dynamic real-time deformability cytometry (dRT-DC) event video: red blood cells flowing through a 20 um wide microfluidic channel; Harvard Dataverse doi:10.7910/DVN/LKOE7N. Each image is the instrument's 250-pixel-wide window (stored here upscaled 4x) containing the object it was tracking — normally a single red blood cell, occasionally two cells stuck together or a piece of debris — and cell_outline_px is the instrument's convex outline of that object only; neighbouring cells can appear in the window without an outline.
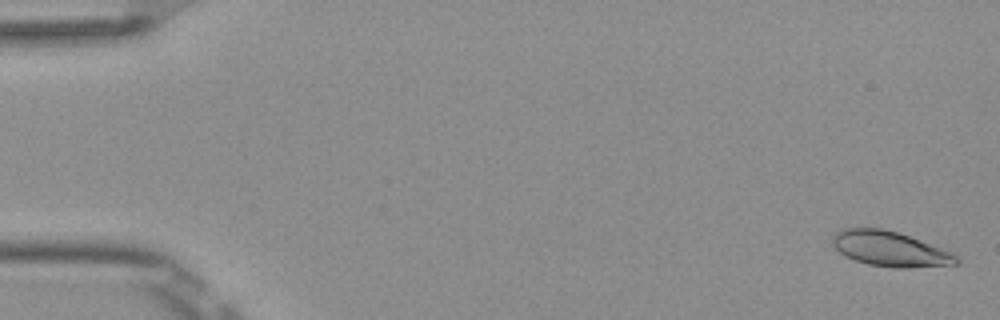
{"species": "Egyptian fruit bat (a non-hibernating species)", "species_latin": "Rousettus aegyptiacus", "temperature_condition": "room temperature", "stored_images_in_passage": 53, "camera_frame_rate_fps": 3000, "um_per_image_px": 0.085, "frame": {"image": 1, "passage_image": 2, "time_ms": 0.333, "image_size_px": [1000, 320], "cell_outline_px": [[960, 264], [908, 268], [892, 268], [868, 264], [844, 256], [832, 244], [832, 236], [836, 232], [844, 228], [880, 228], [896, 232], [908, 236], [952, 252], [960, 256]], "centroid_in_image_um": [75.67, 21.17], "position_along_channel_um": 9.3, "area_um2": 25.32}}
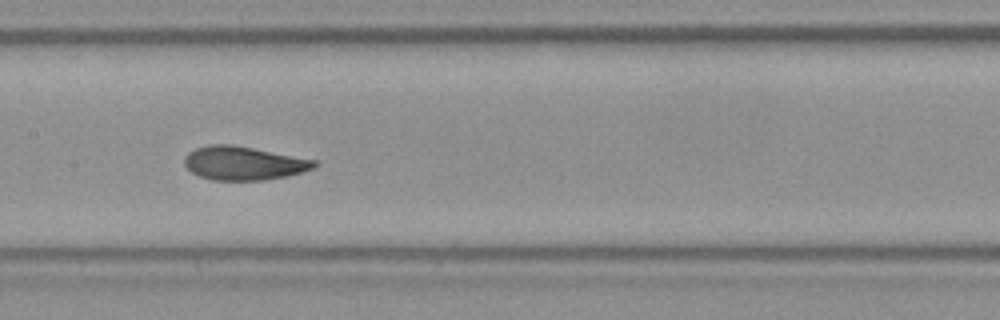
{"frame": {"image": 2, "passage_image": 27, "time_ms": 8.667, "image_size_px": [1000, 320], "cell_outline_px": [[320, 164], [316, 168], [284, 176], [264, 180], [212, 180], [200, 176], [192, 172], [184, 164], [184, 156], [188, 152], [196, 148], [212, 144], [232, 144], [316, 160]], "centroid_in_image_um": [20.71, 13.86], "position_along_channel_um": 186.7, "area_um2": 25.37}}
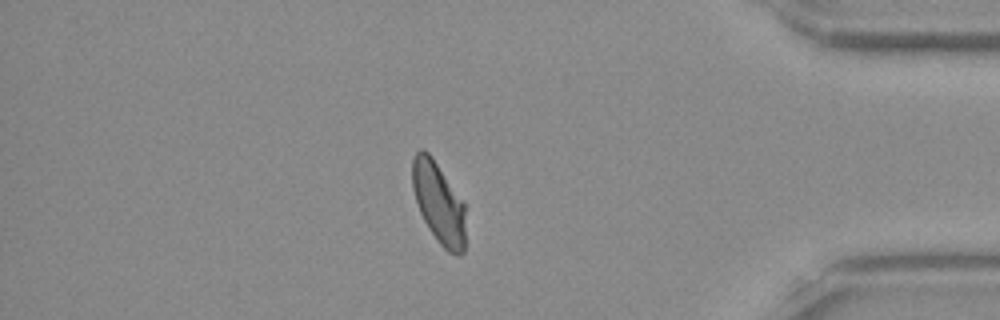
{"frame": {"image": 3, "passage_image": 46, "time_ms": 15.0, "image_size_px": [1000, 320], "cell_outline_px": [[464, 252], [460, 256], [456, 256], [448, 252], [440, 244], [428, 228], [420, 212], [412, 188], [412, 160], [416, 152], [420, 148], [424, 148], [432, 156], [464, 204]], "centroid_in_image_um": [37.26, 17.24], "position_along_channel_um": 397.9, "area_um2": 24.97}, "authors_computed_cell_mechanics": {"area_um2": 25.3742, "velocity_mm_per_s": 3.8595, "shape_relaxation_time_tau1_ms": 4.2225, "shape_relaxation_time_tau2_ms": 0.8979, "deformation_change_tau1": 0.1339, "deformation_change_tau2": 0.0496}}